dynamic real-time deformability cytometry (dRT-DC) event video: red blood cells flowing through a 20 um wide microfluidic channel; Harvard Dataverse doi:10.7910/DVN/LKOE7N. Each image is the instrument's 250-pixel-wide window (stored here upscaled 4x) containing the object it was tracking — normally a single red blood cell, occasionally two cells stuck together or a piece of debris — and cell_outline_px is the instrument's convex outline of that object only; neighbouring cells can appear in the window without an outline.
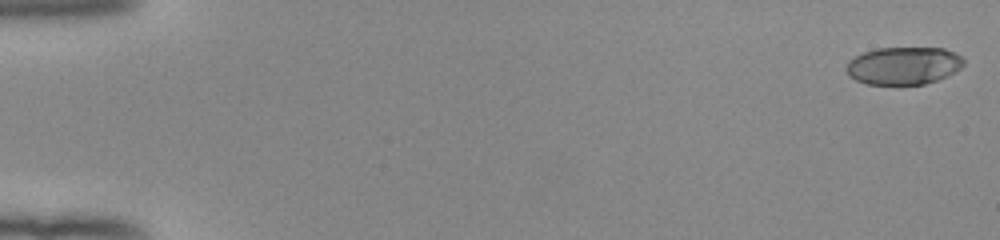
{"species": "human", "species_latin": "Homo sapiens", "temperature_condition": "room temperature", "stored_images_in_passage": 53, "camera_frame_rate_fps": 3000, "um_per_image_px": 0.085, "donor": {"sex": "female"}, "frame": {"image": 1, "passage_image": 1, "time_ms": 0.0, "image_size_px": [1000, 240], "cell_outline_px": [[964, 64], [960, 68], [948, 76], [924, 84], [868, 84], [856, 80], [848, 76], [844, 68], [848, 60], [864, 52], [876, 48], [944, 48], [956, 52], [964, 60]], "centroid_in_image_um": [76.78, 5.58], "position_along_channel_um": 8.2, "area_um2": 25.89}}
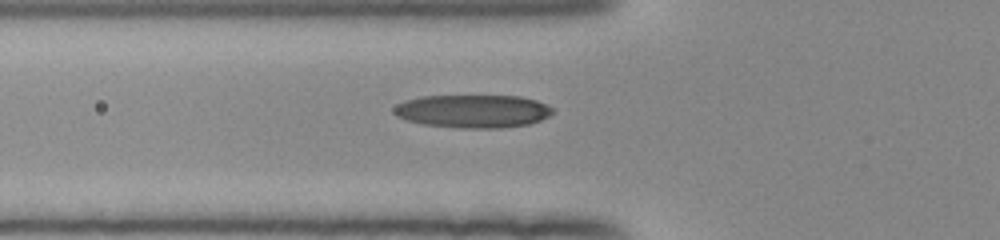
{"frame": {"image": 2, "passage_image": 20, "time_ms": 6.333, "image_size_px": [1000, 240], "cell_outline_px": [[552, 112], [548, 116], [540, 120], [528, 124], [500, 128], [460, 128], [424, 124], [408, 120], [396, 116], [392, 112], [392, 108], [396, 104], [404, 100], [424, 96], [520, 96], [536, 100], [552, 108]], "centroid_in_image_um": [40.15, 9.45], "position_along_channel_um": 85.7, "area_um2": 30.52}}
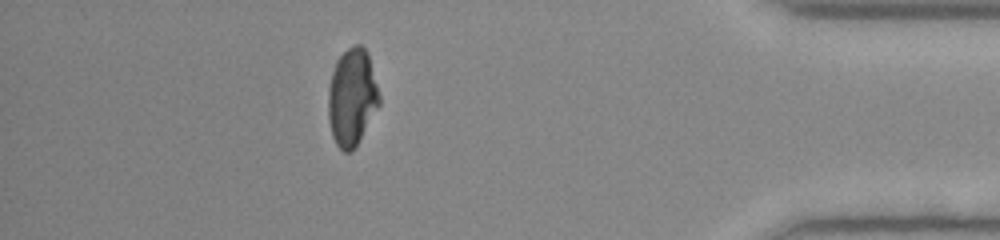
{"frame": {"image": 3, "passage_image": 47, "time_ms": 15.333, "image_size_px": [1000, 240], "cell_outline_px": [[380, 104], [356, 144], [348, 152], [344, 152], [336, 144], [332, 136], [328, 120], [328, 88], [332, 72], [340, 56], [352, 44], [360, 44], [368, 52], [380, 96]], "centroid_in_image_um": [29.91, 8.23], "position_along_channel_um": 405.3, "area_um2": 28.67}, "authors_computed_cell_mechanics": {"area_um2": 29.2468, "velocity_mm_per_s": 3.9868, "shape_relaxation_time_tau1_ms": 5.7525, "shape_relaxation_time_tau2_ms": 1.1721, "deformation_change_tau1": 0.2195, "deformation_change_tau2": 0.0579}}